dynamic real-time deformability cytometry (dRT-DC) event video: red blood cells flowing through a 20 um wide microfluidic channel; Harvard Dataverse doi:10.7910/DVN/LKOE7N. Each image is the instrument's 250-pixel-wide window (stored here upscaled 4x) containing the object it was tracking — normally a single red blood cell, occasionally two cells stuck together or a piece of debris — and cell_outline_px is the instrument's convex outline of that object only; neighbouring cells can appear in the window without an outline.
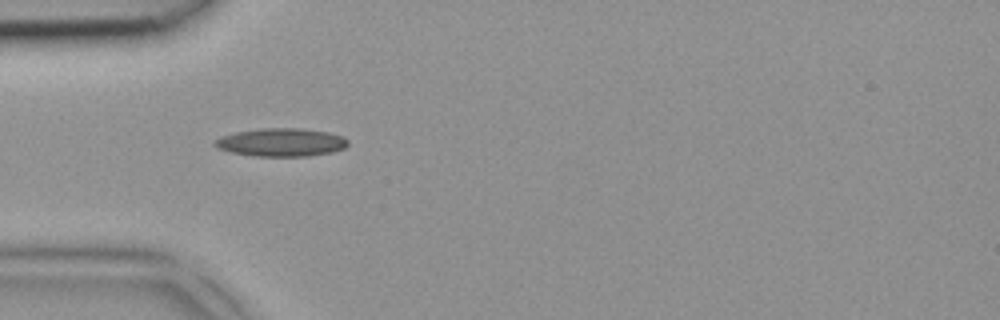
{"species": "common noctule bat (a hibernating species)", "species_latin": "Nyctalus noctula", "temperature_condition": "room temperature", "stored_images_in_passage": 5, "camera_frame_rate_fps": 3000, "um_per_image_px": 0.085, "animal": {"sex": "female", "body_mass_g": 18.4}, "frame": {"image": 1, "passage_image": 4, "time_ms": 1.0, "image_size_px": [1000, 320], "cell_outline_px": [[348, 144], [344, 148], [332, 152], [308, 156], [252, 156], [232, 152], [216, 148], [212, 144], [216, 140], [224, 136], [236, 132], [264, 128], [300, 128], [328, 132], [344, 136], [348, 140]], "centroid_in_image_um": [23.93, 12.1], "position_along_channel_um": 61.1, "area_um2": 21.79}}